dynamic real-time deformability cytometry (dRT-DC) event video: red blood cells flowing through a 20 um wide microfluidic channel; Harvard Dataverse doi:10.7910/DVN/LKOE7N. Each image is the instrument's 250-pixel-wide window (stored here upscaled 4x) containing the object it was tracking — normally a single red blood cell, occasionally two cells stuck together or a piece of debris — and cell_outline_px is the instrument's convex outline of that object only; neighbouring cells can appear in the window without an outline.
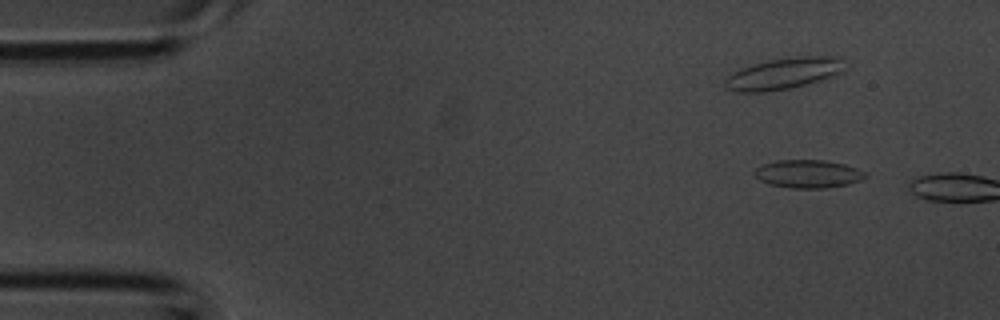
{"species": "common noctule bat (a hibernating species)", "species_latin": "Nyctalus noctula", "temperature_condition": "room temperature", "stored_images_in_passage": 4, "camera_frame_rate_fps": 3000, "um_per_image_px": 0.085, "animal": {"sex": "male", "body_mass_g": 20.1, "forearm_length_mm": 53.5}, "frame": {"image": 1, "passage_image": 3, "time_ms": 0.667, "image_size_px": [1000, 320], "cell_outline_px": [[868, 176], [860, 180], [848, 184], [824, 188], [792, 188], [768, 184], [760, 180], [752, 172], [756, 168], [764, 164], [776, 160], [824, 160], [844, 164], [868, 172]], "centroid_in_image_um": [68.7, 14.78], "position_along_channel_um": 16.3, "area_um2": 18.15}}